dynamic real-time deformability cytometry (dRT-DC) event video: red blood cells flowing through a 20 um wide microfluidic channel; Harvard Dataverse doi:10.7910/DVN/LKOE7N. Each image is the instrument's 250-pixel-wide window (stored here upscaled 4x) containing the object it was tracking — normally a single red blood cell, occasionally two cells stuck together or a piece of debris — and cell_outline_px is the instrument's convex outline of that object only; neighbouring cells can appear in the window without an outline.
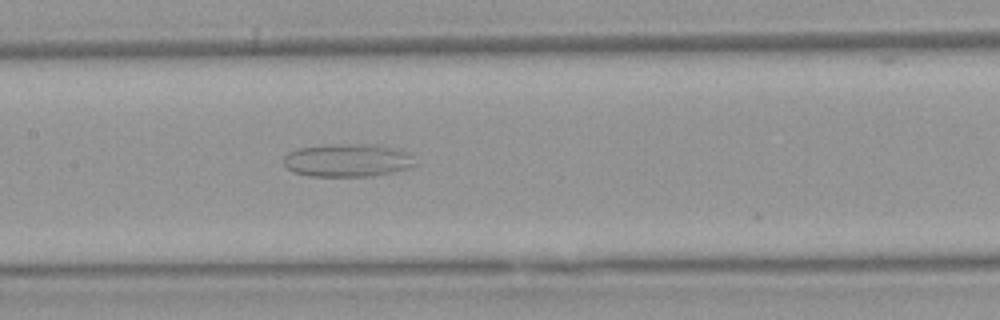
{"species": "Egyptian fruit bat (a non-hibernating species)", "species_latin": "Rousettus aegyptiacus", "temperature_condition": "warm", "stored_images_in_passage": 35, "camera_frame_rate_fps": 3000, "um_per_image_px": 0.085, "animal": {"sex": "female"}, "frame": {"image": 1, "passage_image": 10, "time_ms": 3.0, "image_size_px": [1000, 320], "cell_outline_px": [[416, 164], [408, 168], [392, 172], [368, 176], [308, 176], [292, 172], [284, 164], [284, 156], [288, 152], [300, 148], [324, 144], [380, 144], [404, 152], [412, 156]], "centroid_in_image_um": [29.5, 13.62], "position_along_channel_um": 177.9, "area_um2": 25.32}}
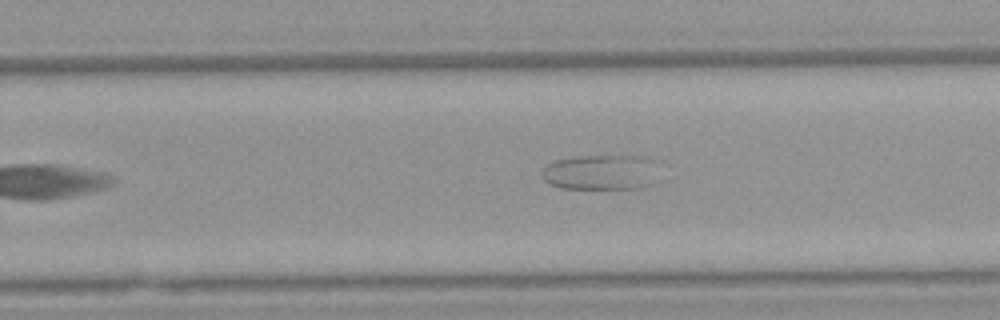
{"frame": {"image": 2, "passage_image": 18, "time_ms": 5.667, "image_size_px": [1000, 320], "cell_outline_px": [[668, 164], [652, 184], [640, 188], [560, 188], [548, 184], [544, 180], [544, 168], [548, 164], [556, 160], [580, 156], [648, 156], [664, 160]], "centroid_in_image_um": [51.34, 14.61], "position_along_channel_um": 278.5, "area_um2": 25.14}}
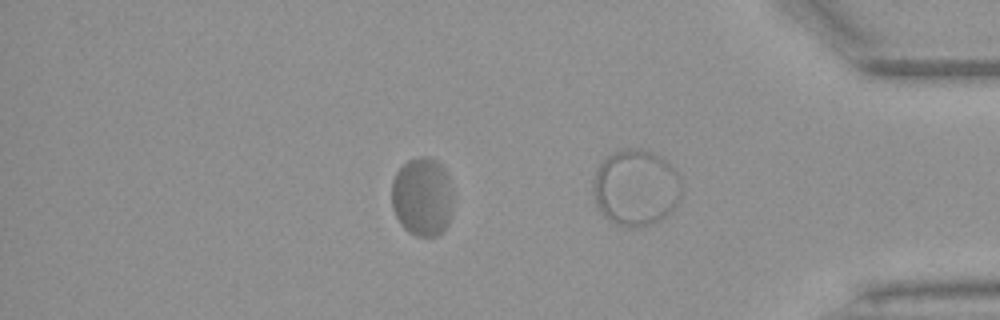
{"frame": {"image": 3, "passage_image": 27, "time_ms": 8.667, "image_size_px": [1000, 320], "cell_outline_px": [[452, 196], [448, 224], [436, 236], [416, 236], [408, 232], [400, 224], [392, 208], [392, 180], [396, 172], [408, 160], [420, 156], [428, 156], [436, 160], [444, 168], [448, 176]], "centroid_in_image_um": [35.87, 16.71], "position_along_channel_um": 399.3, "area_um2": 28.15}}